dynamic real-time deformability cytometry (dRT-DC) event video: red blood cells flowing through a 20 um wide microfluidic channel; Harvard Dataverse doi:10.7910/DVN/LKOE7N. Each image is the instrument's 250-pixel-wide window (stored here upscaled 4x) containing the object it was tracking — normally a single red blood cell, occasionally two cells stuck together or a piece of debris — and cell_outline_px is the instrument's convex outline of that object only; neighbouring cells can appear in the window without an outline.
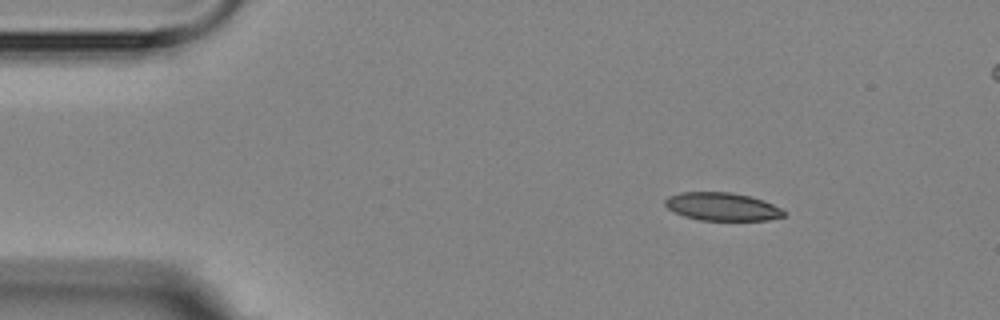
{"species": "Egyptian fruit bat (a non-hibernating species)", "species_latin": "Rousettus aegyptiacus", "temperature_condition": "room temperature", "stored_images_in_passage": 4, "camera_frame_rate_fps": 3000, "um_per_image_px": 0.085, "animal": {"sex": "female"}, "frame": {"image": 1, "passage_image": 1, "time_ms": 0.0, "image_size_px": [1000, 320], "cell_outline_px": [[784, 216], [768, 220], [700, 220], [684, 216], [668, 208], [664, 204], [664, 200], [668, 196], [680, 192], [732, 192], [764, 200], [780, 208], [784, 212]], "centroid_in_image_um": [61.36, 17.56], "position_along_channel_um": 23.6, "area_um2": 19.31}}